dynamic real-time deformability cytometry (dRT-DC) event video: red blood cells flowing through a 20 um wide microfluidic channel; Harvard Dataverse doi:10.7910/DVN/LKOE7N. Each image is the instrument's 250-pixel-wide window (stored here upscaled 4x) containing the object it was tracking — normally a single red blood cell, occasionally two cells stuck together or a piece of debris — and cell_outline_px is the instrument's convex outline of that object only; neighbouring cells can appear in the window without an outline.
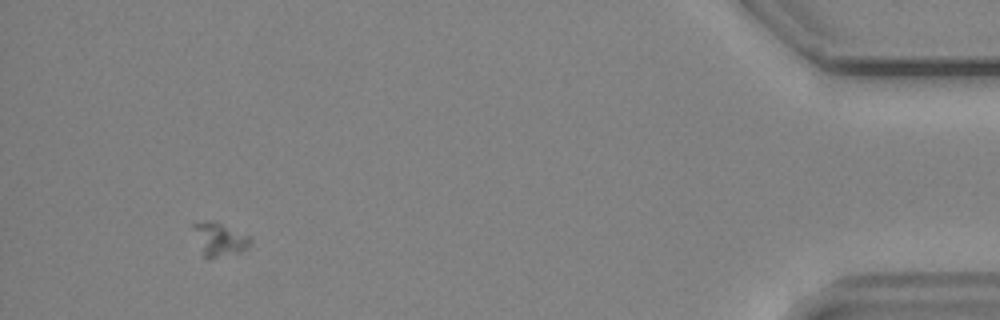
{"species": "common noctule bat (a hibernating species)", "species_latin": "Nyctalus noctula", "temperature_condition": "cold", "stored_images_in_passage": 49, "camera_frame_rate_fps": 3000, "um_per_image_px": 0.085, "animal": {"sex": "male", "body_mass_g": 19.2, "forearm_length_mm": 51.8}, "frame": {"image": 1, "passage_image": 46, "time_ms": 15.0, "image_size_px": [1000, 320], "cell_outline_px": [[252, 240], [248, 248], [236, 252], [208, 260], [204, 260], [192, 224], [204, 220], [212, 220], [252, 236]], "centroid_in_image_um": [18.66, 20.34], "position_along_channel_um": 416.5, "area_um2": 11.16}}